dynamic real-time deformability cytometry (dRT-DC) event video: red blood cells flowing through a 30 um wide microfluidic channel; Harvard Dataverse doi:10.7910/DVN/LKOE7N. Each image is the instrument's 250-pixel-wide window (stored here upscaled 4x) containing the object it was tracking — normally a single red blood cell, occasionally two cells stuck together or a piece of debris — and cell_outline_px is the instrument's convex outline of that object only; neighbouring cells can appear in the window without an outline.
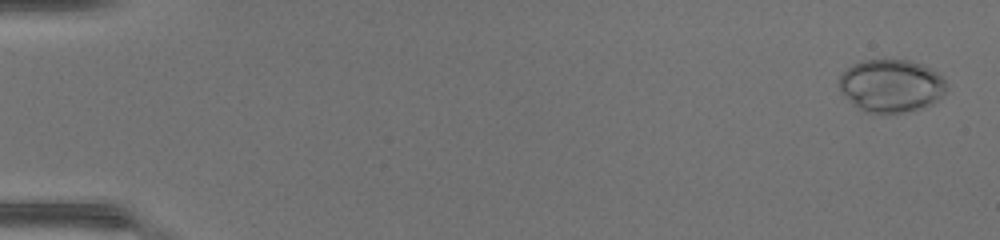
{"species": "common noctule bat (a hibernating species)", "species_latin": "Nyctalus noctula", "temperature_condition": "warm", "stored_images_in_passage": 48, "camera_frame_rate_fps": 3000, "um_per_image_px": 0.085, "animal": {"sex": "female", "body_mass_g": 17.0, "forearm_length_mm": 48.0}, "frame": {"image": 1, "passage_image": 2, "time_ms": 0.333, "image_size_px": [1000, 240], "cell_outline_px": [[944, 96], [932, 104], [900, 112], [864, 112], [856, 108], [852, 104], [840, 88], [840, 76], [852, 64], [864, 60], [908, 60], [920, 64], [944, 76]], "centroid_in_image_um": [75.74, 7.28], "position_along_channel_um": 9.3, "area_um2": 32.48}}
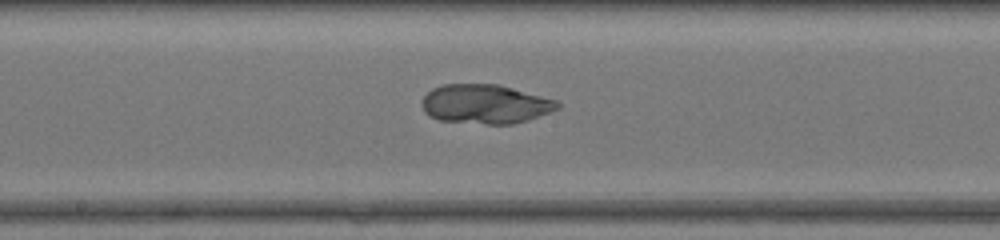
{"frame": {"image": 2, "passage_image": 27, "time_ms": 8.667, "image_size_px": [1000, 240], "cell_outline_px": [[560, 108], [528, 120], [512, 124], [484, 124], [440, 120], [428, 116], [424, 112], [424, 96], [432, 88], [444, 84], [500, 84], [556, 100], [560, 104]], "centroid_in_image_um": [41.26, 8.84], "position_along_channel_um": 206.9, "area_um2": 30.92}}
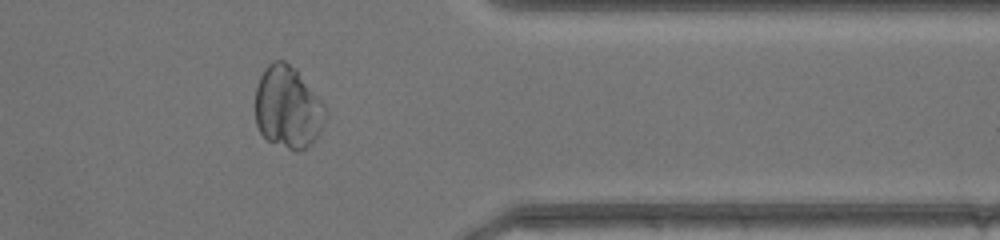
{"frame": {"image": 3, "passage_image": 40, "time_ms": 13.0, "image_size_px": [1000, 240], "cell_outline_px": [[328, 116], [312, 144], [296, 152], [268, 140], [260, 132], [256, 124], [256, 88], [260, 76], [264, 68], [272, 60], [284, 60], [296, 68], [324, 104], [328, 112]], "centroid_in_image_um": [24.48, 9.11], "position_along_channel_um": 386.9, "area_um2": 33.81}}